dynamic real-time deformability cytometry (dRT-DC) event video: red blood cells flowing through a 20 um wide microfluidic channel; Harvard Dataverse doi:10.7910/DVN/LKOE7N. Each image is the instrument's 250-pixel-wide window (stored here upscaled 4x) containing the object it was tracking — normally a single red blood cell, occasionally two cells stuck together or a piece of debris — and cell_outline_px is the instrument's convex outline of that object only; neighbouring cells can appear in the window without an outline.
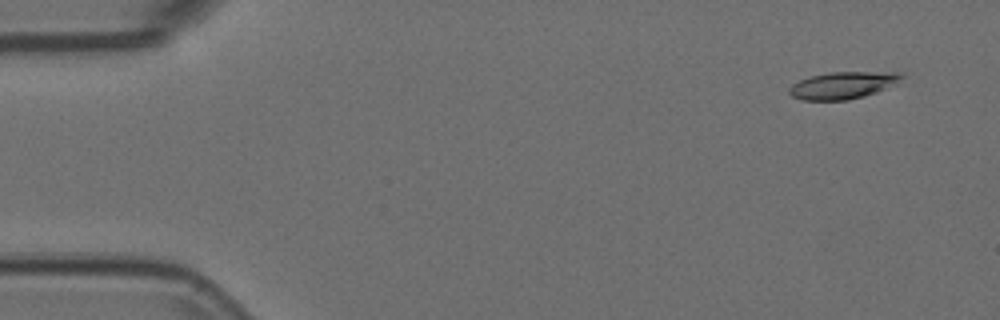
{"species": "Egyptian fruit bat (a non-hibernating species)", "species_latin": "Rousettus aegyptiacus", "temperature_condition": "room temperature", "stored_images_in_passage": 51, "camera_frame_rate_fps": 3000, "um_per_image_px": 0.085, "animal": {"sex": "female"}, "frame": {"image": 1, "passage_image": 1, "time_ms": 0.0, "image_size_px": [1000, 320], "cell_outline_px": [[904, 84], [864, 96], [848, 100], [800, 100], [792, 96], [788, 92], [788, 88], [792, 84], [808, 76], [828, 72], [900, 72], [904, 76]], "centroid_in_image_um": [71.74, 7.24], "position_along_channel_um": 13.3, "area_um2": 18.38}}
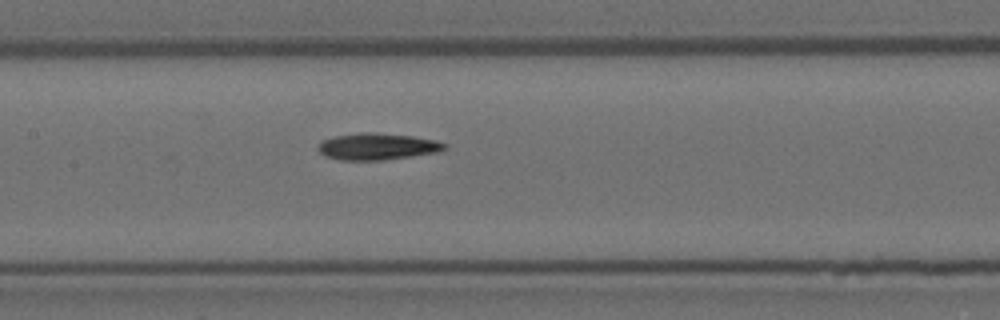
{"frame": {"image": 2, "passage_image": 23, "time_ms": 7.333, "image_size_px": [1000, 320], "cell_outline_px": [[448, 148], [436, 152], [412, 156], [384, 160], [340, 160], [324, 156], [316, 148], [324, 140], [332, 136], [360, 132], [376, 132], [412, 136], [436, 140], [448, 144]], "centroid_in_image_um": [32.07, 12.45], "position_along_channel_um": 175.3, "area_um2": 19.83}}
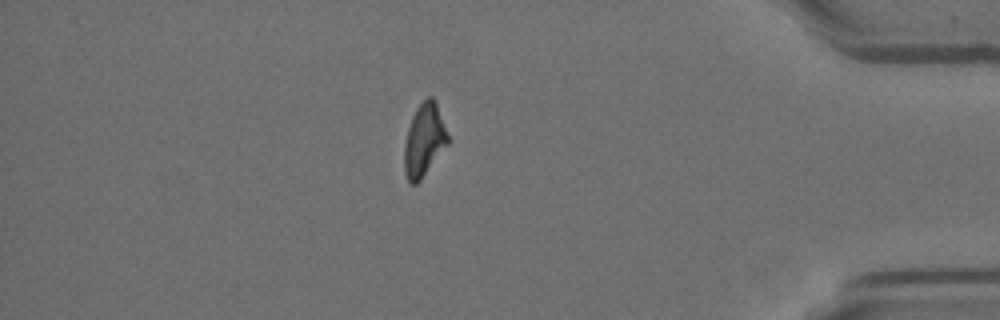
{"frame": {"image": 3, "passage_image": 44, "time_ms": 14.333, "image_size_px": [1000, 320], "cell_outline_px": [[452, 140], [420, 180], [416, 184], [412, 184], [408, 180], [404, 172], [404, 144], [408, 128], [412, 116], [416, 108], [428, 96], [432, 96], [436, 100]], "centroid_in_image_um": [36.1, 11.88], "position_along_channel_um": 399.1, "area_um2": 18.9}, "authors_computed_cell_mechanics": {"area_um2": 18.9584, "velocity_mm_per_s": 3.7453, "shape_relaxation_time_tau1_ms": 9.3854, "shape_relaxation_time_tau2_ms": null, "deformation_change_tau1": 0.2249, "deformation_change_tau2": null}}